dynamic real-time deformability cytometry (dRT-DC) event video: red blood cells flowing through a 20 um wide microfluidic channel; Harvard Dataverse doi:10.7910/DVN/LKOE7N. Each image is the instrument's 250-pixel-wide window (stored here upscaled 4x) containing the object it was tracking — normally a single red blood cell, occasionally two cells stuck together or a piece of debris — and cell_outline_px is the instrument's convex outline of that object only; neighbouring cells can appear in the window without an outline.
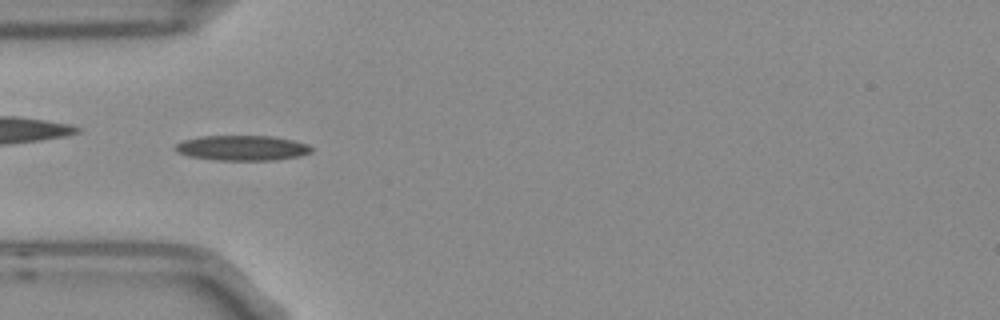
{"species": "Egyptian fruit bat (a non-hibernating species)", "species_latin": "Rousettus aegyptiacus", "temperature_condition": "room temperature", "stored_images_in_passage": 6, "camera_frame_rate_fps": 3000, "um_per_image_px": 0.085, "frame": {"image": 1, "passage_image": 4, "time_ms": 1.0, "image_size_px": [1000, 320], "cell_outline_px": [[312, 152], [300, 156], [276, 160], [216, 160], [188, 156], [176, 152], [172, 148], [176, 144], [184, 140], [200, 136], [272, 136], [292, 140], [308, 144], [312, 148]], "centroid_in_image_um": [20.56, 12.58], "position_along_channel_um": 64.4, "area_um2": 20.06}}
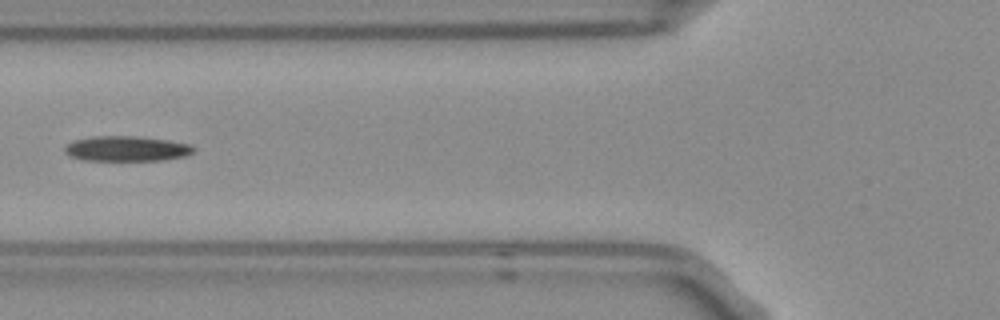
{"frame": {"image": 2, "passage_image": 5, "time_ms": 1.333, "image_size_px": [1000, 320], "cell_outline_px": [[196, 148], [192, 152], [184, 156], [160, 160], [84, 160], [68, 156], [64, 152], [64, 148], [72, 140], [92, 136], [136, 136], [168, 140], [188, 144]], "centroid_in_image_um": [10.7, 12.63], "position_along_channel_um": 115.1, "area_um2": 18.84}}